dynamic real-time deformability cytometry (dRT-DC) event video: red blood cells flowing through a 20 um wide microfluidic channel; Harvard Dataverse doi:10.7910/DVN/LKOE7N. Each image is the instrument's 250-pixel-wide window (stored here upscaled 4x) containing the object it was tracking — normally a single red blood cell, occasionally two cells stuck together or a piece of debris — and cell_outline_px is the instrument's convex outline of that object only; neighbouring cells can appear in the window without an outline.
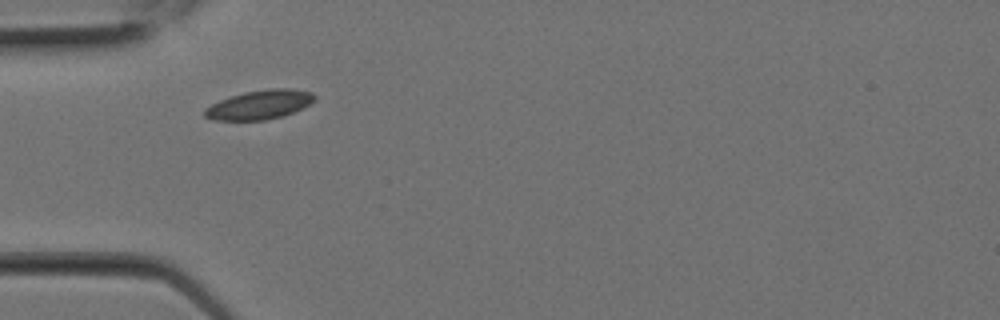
{"species": "Egyptian fruit bat (a non-hibernating species)", "species_latin": "Rousettus aegyptiacus", "temperature_condition": "room temperature", "stored_images_in_passage": 1, "camera_frame_rate_fps": 3000, "um_per_image_px": 0.085, "animal": {"sex": "female"}, "frame": {"image": 1, "passage_image": 1, "time_ms": 0.0, "image_size_px": [1000, 320], "cell_outline_px": [[316, 96], [308, 104], [284, 116], [268, 120], [212, 120], [204, 116], [204, 108], [220, 100], [244, 92], [268, 88], [292, 88], [312, 92]], "centroid_in_image_um": [22.04, 8.9], "position_along_channel_um": 63.0, "area_um2": 18.61}}